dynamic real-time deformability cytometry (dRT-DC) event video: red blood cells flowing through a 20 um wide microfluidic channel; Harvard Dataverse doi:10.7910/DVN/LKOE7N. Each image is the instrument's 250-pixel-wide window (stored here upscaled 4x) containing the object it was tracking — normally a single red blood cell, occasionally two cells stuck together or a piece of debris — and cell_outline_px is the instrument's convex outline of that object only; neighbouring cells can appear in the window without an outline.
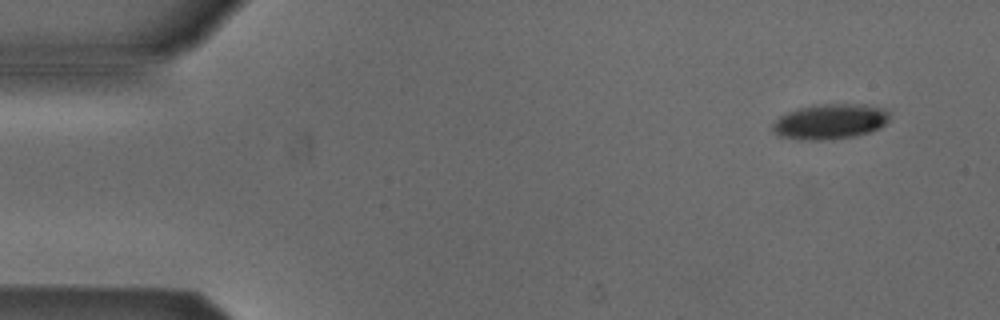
{"species": "Egyptian fruit bat (a non-hibernating species)", "species_latin": "Rousettus aegyptiacus", "temperature_condition": "cold", "stored_images_in_passage": 4, "camera_frame_rate_fps": 3000, "um_per_image_px": 0.085, "animal": {"sex": "male"}, "frame": {"image": 1, "passage_image": 1, "time_ms": 0.0, "image_size_px": [1000, 320], "cell_outline_px": [[892, 112], [888, 120], [880, 128], [856, 136], [832, 140], [800, 140], [776, 136], [772, 132], [772, 124], [780, 116], [788, 112], [800, 108], [820, 104], [864, 104], [888, 108]], "centroid_in_image_um": [70.58, 10.34], "position_along_channel_um": 14.4, "area_um2": 24.51}}
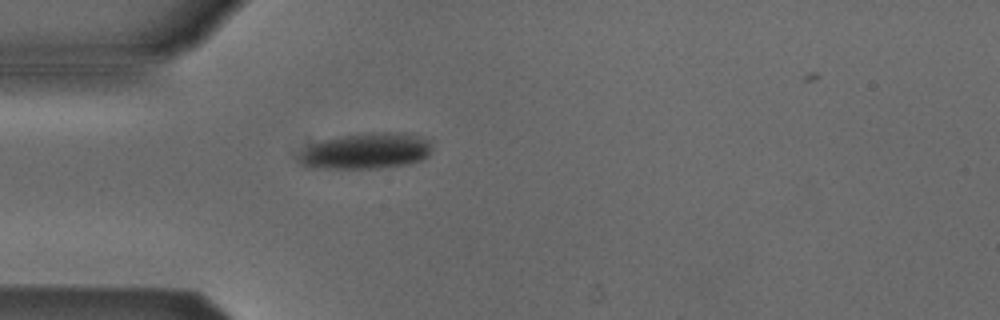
{"frame": {"image": 2, "passage_image": 4, "time_ms": 3.667, "image_size_px": [1000, 320], "cell_outline_px": [[432, 152], [428, 156], [420, 160], [408, 164], [380, 168], [308, 168], [300, 164], [300, 156], [312, 144], [324, 140], [340, 136], [372, 132], [404, 132], [420, 136], [432, 140]], "centroid_in_image_um": [31.21, 12.83], "position_along_channel_um": 53.8, "area_um2": 27.98}}